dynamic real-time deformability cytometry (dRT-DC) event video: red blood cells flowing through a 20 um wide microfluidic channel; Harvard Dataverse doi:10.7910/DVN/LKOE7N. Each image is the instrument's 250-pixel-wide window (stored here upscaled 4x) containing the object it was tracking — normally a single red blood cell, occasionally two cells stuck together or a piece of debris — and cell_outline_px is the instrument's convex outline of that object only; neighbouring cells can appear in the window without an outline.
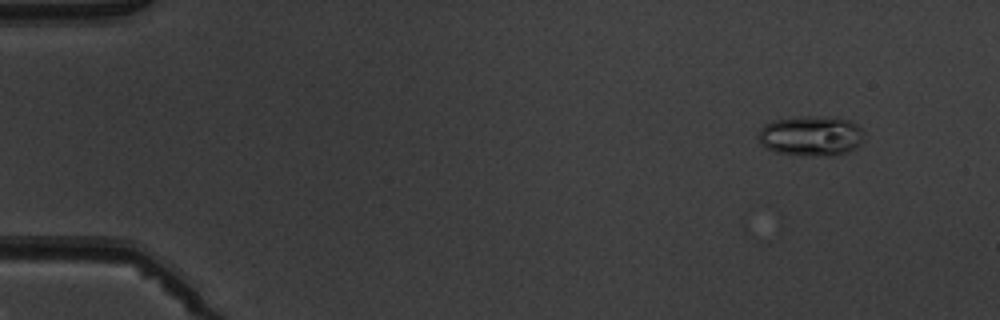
{"species": "common noctule bat (a hibernating species)", "species_latin": "Nyctalus noctula", "temperature_condition": "warm", "stored_images_in_passage": 5, "camera_frame_rate_fps": 3000, "um_per_image_px": 0.085, "animal": {"sex": "male", "body_mass_g": 19.5, "forearm_length_mm": 54.6}, "frame": {"image": 1, "passage_image": 2, "time_ms": 1.333, "image_size_px": [1000, 320], "cell_outline_px": [[864, 132], [860, 144], [856, 148], [848, 152], [836, 156], [808, 156], [776, 152], [764, 148], [760, 144], [756, 136], [760, 128], [764, 124], [776, 120], [804, 116], [836, 116], [848, 120], [864, 128]], "centroid_in_image_um": [68.94, 11.55], "position_along_channel_um": 16.1, "area_um2": 25.37}}
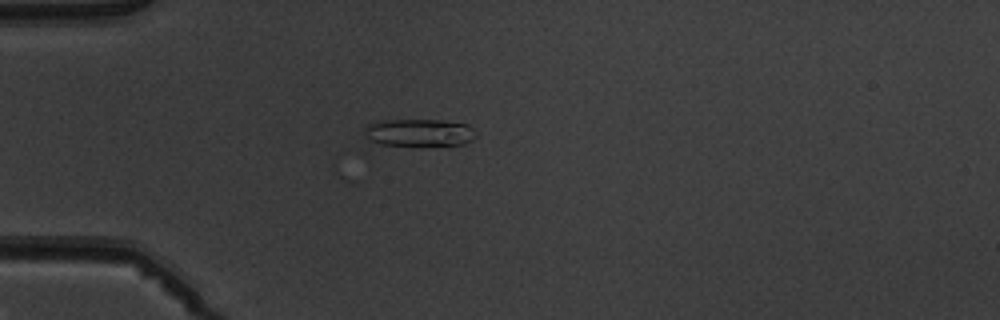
{"frame": {"image": 2, "passage_image": 5, "time_ms": 4.667, "image_size_px": [1000, 320], "cell_outline_px": [[476, 136], [472, 140], [464, 144], [420, 148], [360, 152], [352, 148], [364, 128], [368, 124], [376, 120], [440, 120], [468, 124], [476, 132]], "centroid_in_image_um": [35.05, 11.47], "position_along_channel_um": 50.0, "area_um2": 22.08}}